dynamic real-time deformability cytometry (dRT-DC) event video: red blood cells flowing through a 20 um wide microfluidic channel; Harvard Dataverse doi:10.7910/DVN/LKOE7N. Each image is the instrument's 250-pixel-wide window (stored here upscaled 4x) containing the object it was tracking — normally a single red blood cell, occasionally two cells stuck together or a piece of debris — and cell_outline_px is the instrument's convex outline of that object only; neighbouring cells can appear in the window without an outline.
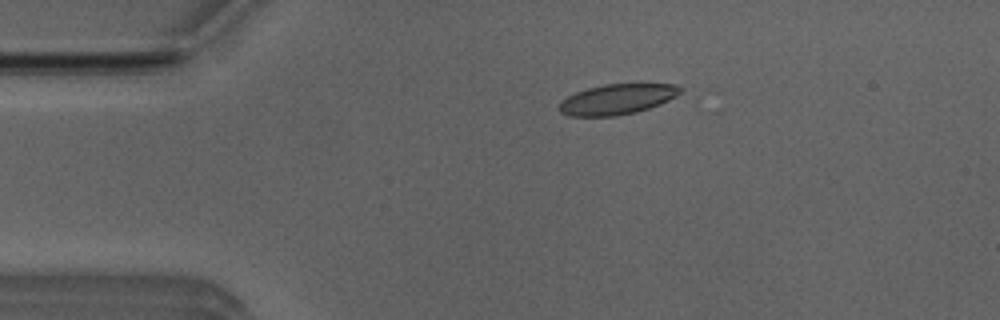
{"species": "Egyptian fruit bat (a non-hibernating species)", "species_latin": "Rousettus aegyptiacus", "temperature_condition": "room temperature", "stored_images_in_passage": 24, "camera_frame_rate_fps": 3000, "um_per_image_px": 0.085, "animal": {"sex": "male"}, "frame": {"image": 1, "passage_image": 7, "time_ms": 2.0, "image_size_px": [1000, 320], "cell_outline_px": [[684, 88], [676, 96], [660, 104], [636, 112], [616, 116], [568, 116], [560, 112], [560, 100], [576, 92], [588, 88], [604, 84], [640, 80], [676, 84]], "centroid_in_image_um": [52.55, 8.37], "position_along_channel_um": 32.5, "area_um2": 22.43}}
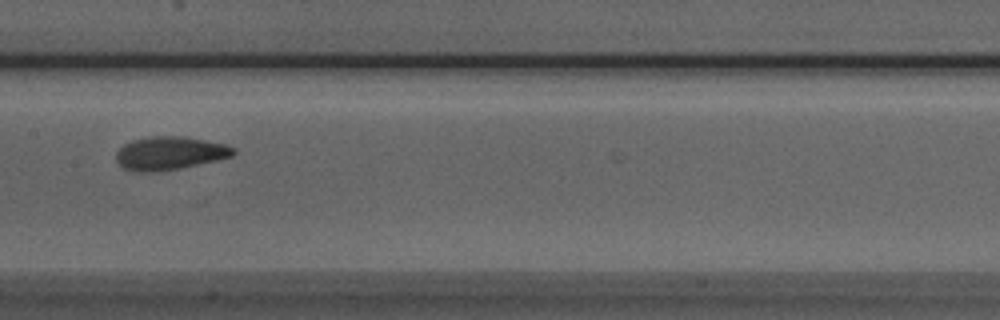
{"frame": {"image": 2, "passage_image": 23, "time_ms": 7.333, "image_size_px": [1000, 320], "cell_outline_px": [[236, 152], [232, 156], [216, 160], [180, 168], [156, 172], [136, 172], [124, 168], [116, 160], [116, 152], [124, 144], [132, 140], [152, 136], [184, 136], [228, 144], [236, 148]], "centroid_in_image_um": [14.45, 13.01], "position_along_channel_um": 193.0, "area_um2": 22.83}}